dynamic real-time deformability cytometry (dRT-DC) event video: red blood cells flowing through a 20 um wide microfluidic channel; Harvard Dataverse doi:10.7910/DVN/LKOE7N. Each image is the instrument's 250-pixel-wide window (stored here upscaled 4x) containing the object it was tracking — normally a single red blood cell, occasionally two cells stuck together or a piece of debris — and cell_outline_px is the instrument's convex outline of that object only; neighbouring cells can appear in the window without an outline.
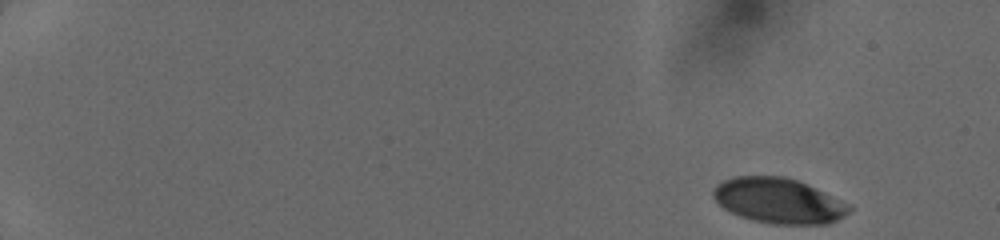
{"species": "human", "species_latin": "Homo sapiens", "temperature_condition": "cold", "stored_images_in_passage": 47, "camera_frame_rate_fps": 3000, "um_per_image_px": 0.085, "donor": {"sex": "female"}, "frame": {"image": 1, "passage_image": 1, "time_ms": 0.0, "image_size_px": [1000, 240], "cell_outline_px": [[852, 212], [828, 224], [772, 224], [752, 220], [740, 216], [724, 208], [712, 196], [712, 188], [716, 184], [732, 176], [784, 176], [796, 180], [824, 192], [848, 204], [852, 208]], "centroid_in_image_um": [66.16, 17.06], "position_along_channel_um": 18.8, "area_um2": 35.78}}
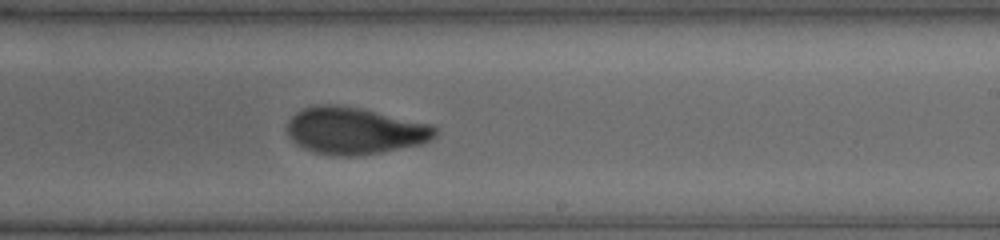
{"frame": {"image": 2, "passage_image": 30, "time_ms": 9.667, "image_size_px": [1000, 240], "cell_outline_px": [[440, 132], [432, 140], [420, 144], [380, 152], [356, 156], [336, 156], [316, 152], [296, 144], [288, 136], [288, 120], [296, 112], [304, 108], [316, 104], [336, 104], [360, 108], [432, 124]], "centroid_in_image_um": [30.17, 11.1], "position_along_channel_um": 258.8, "area_um2": 40.52}}
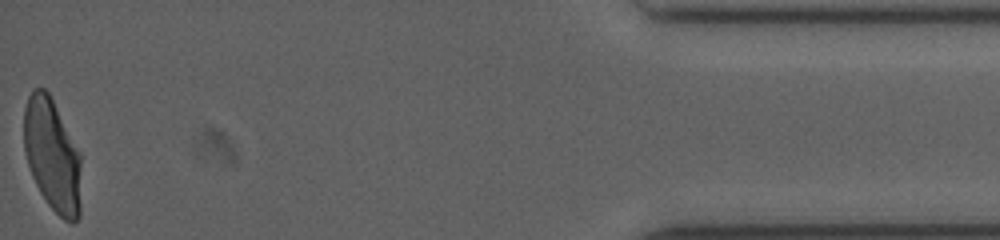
{"frame": {"image": 3, "passage_image": 47, "time_ms": 15.333, "image_size_px": [1000, 240], "cell_outline_px": [[80, 216], [72, 224], [64, 220], [48, 204], [40, 192], [32, 176], [24, 152], [24, 108], [28, 96], [32, 88], [44, 88], [48, 92], [80, 152]], "centroid_in_image_um": [4.43, 13.2], "position_along_channel_um": 430.8, "area_um2": 37.57}}